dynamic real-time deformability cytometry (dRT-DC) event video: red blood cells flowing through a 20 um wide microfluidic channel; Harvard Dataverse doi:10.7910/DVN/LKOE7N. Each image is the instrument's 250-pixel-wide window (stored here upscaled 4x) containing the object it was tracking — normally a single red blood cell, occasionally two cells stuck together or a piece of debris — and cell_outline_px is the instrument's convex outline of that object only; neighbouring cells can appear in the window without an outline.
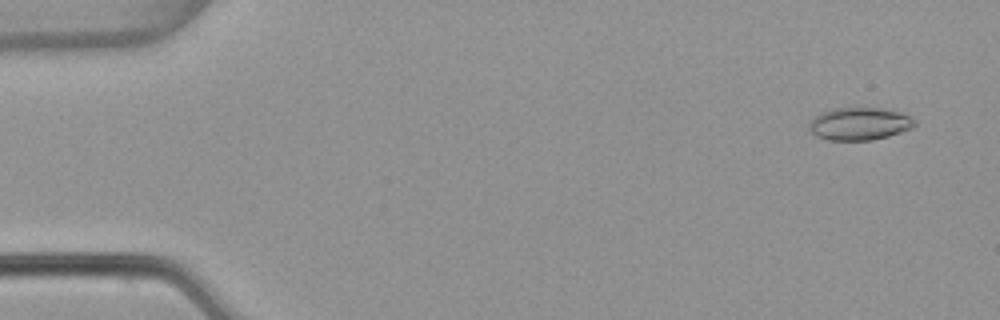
{"species": "common noctule bat (a hibernating species)", "species_latin": "Nyctalus noctula", "temperature_condition": "warm", "stored_images_in_passage": 53, "camera_frame_rate_fps": 3000, "um_per_image_px": 0.085, "animal": {"sex": "female", "body_mass_g": 22.7, "forearm_length_mm": 54.2}, "frame": {"image": 1, "passage_image": 3, "time_ms": 0.667, "image_size_px": [1000, 320], "cell_outline_px": [[916, 124], [912, 128], [888, 136], [872, 140], [828, 140], [816, 136], [808, 128], [808, 124], [820, 112], [832, 108], [884, 108], [900, 112], [912, 116], [916, 120]], "centroid_in_image_um": [73.07, 10.51], "position_along_channel_um": 11.9, "area_um2": 20.23}}
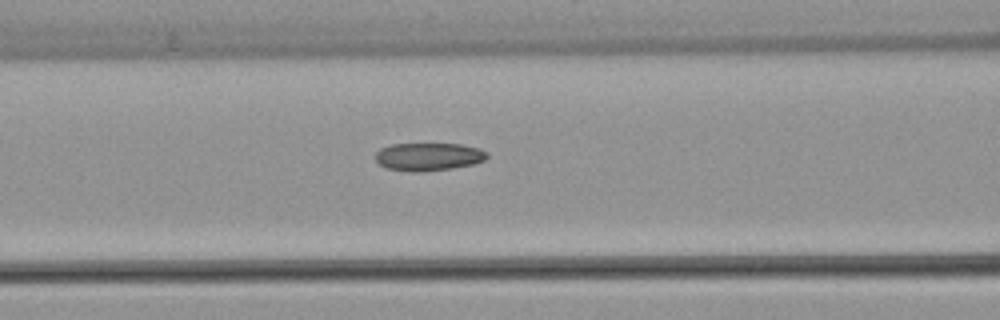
{"frame": {"image": 2, "passage_image": 22, "time_ms": 7.0, "image_size_px": [1000, 320], "cell_outline_px": [[488, 156], [484, 160], [472, 164], [452, 168], [424, 172], [412, 172], [384, 168], [376, 160], [376, 152], [380, 148], [392, 144], [460, 144], [480, 148], [488, 152]], "centroid_in_image_um": [36.41, 13.32], "position_along_channel_um": 130.2, "area_um2": 18.26}}
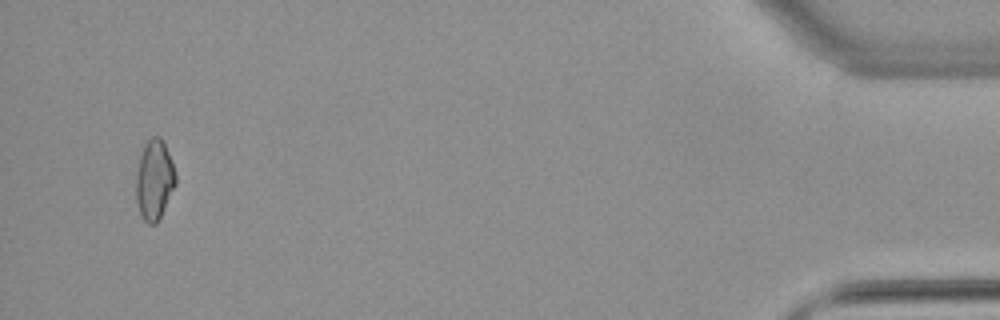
{"frame": {"image": 3, "passage_image": 51, "time_ms": 16.667, "image_size_px": [1000, 320], "cell_outline_px": [[176, 184], [156, 224], [148, 224], [144, 220], [140, 212], [136, 200], [136, 172], [140, 156], [144, 144], [152, 136], [160, 136], [164, 144], [172, 164], [176, 176]], "centroid_in_image_um": [13.1, 15.28], "position_along_channel_um": 422.1, "area_um2": 18.15}, "authors_computed_cell_mechanics": {"area_um2": 18.3804, "velocity_mm_per_s": 3.8663, "shape_relaxation_time_tau1_ms": null, "shape_relaxation_time_tau2_ms": 3.5845, "deformation_change_tau1": null, "deformation_change_tau2": 0.0954}}